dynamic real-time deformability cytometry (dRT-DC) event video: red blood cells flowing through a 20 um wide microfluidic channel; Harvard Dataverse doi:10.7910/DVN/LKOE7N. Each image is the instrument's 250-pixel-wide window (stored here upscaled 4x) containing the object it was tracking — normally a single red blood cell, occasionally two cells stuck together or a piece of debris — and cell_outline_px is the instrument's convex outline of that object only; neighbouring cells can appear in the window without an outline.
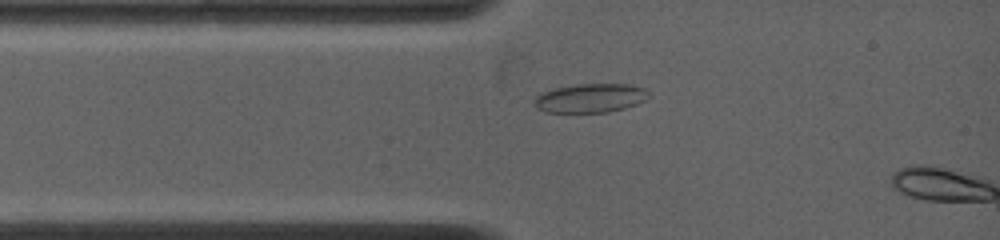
{"species": "common noctule bat (a hibernating species)", "species_latin": "Nyctalus noctula", "temperature_condition": "warm", "stored_images_in_passage": 12, "camera_frame_rate_fps": 4500, "um_per_image_px": 0.085, "animal": {"sex": "female", "body_mass_g": 19.0, "forearm_length_mm": 53.3}, "frame": {"image": 1, "passage_image": 11, "time_ms": 1.778, "image_size_px": [1000, 240], "cell_outline_px": [[652, 96], [636, 104], [624, 108], [608, 112], [544, 112], [536, 108], [532, 100], [536, 96], [544, 92], [556, 88], [576, 84], [632, 84], [644, 88], [652, 92]], "centroid_in_image_um": [50.22, 8.33], "position_along_channel_um": 34.8, "area_um2": 19.48}}